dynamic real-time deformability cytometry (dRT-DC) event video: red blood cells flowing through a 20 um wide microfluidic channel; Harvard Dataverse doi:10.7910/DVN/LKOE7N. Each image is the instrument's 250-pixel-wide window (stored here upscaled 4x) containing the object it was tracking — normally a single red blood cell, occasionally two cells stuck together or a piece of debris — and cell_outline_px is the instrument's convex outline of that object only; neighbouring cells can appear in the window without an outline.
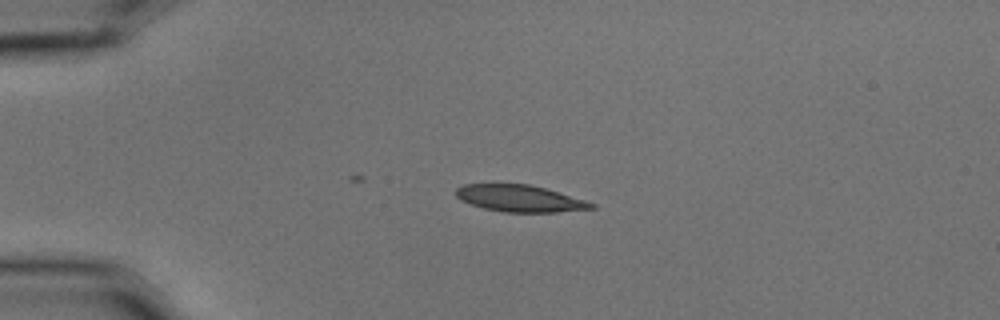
{"species": "common noctule bat (a hibernating species)", "species_latin": "Nyctalus noctula", "temperature_condition": "cold", "stored_images_in_passage": 2, "camera_frame_rate_fps": 3000, "um_per_image_px": 0.085, "animal": {"sex": "male", "body_mass_g": 15.6}, "frame": {"image": 1, "passage_image": 1, "time_ms": 0.0, "image_size_px": [1000, 320], "cell_outline_px": [[596, 208], [556, 212], [504, 212], [484, 208], [460, 200], [456, 196], [456, 188], [464, 184], [492, 180], [528, 184], [544, 188], [584, 200], [596, 204]], "centroid_in_image_um": [44.07, 16.81], "position_along_channel_um": 40.9, "area_um2": 21.79}}